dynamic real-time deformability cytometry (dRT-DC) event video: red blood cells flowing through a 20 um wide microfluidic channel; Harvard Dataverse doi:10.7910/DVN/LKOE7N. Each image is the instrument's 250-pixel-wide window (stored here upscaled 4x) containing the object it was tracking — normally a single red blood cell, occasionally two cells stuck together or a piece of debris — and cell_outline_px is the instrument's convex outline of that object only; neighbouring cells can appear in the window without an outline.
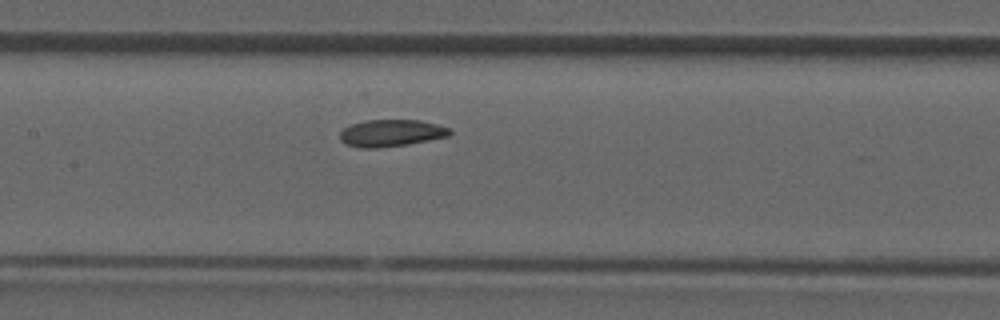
{"species": "common noctule bat (a hibernating species)", "species_latin": "Nyctalus noctula", "temperature_condition": "room temperature", "stored_images_in_passage": 30, "camera_frame_rate_fps": 3000, "um_per_image_px": 0.085, "animal": {"sex": "male", "forearm_length_mm": 52.5}, "frame": {"image": 1, "passage_image": 9, "time_ms": 2.667, "image_size_px": [1000, 320], "cell_outline_px": [[452, 132], [448, 136], [408, 144], [380, 148], [360, 148], [344, 144], [340, 140], [340, 132], [344, 128], [352, 124], [364, 120], [420, 120], [452, 128]], "centroid_in_image_um": [33.23, 11.31], "position_along_channel_um": 174.2, "area_um2": 17.4}}